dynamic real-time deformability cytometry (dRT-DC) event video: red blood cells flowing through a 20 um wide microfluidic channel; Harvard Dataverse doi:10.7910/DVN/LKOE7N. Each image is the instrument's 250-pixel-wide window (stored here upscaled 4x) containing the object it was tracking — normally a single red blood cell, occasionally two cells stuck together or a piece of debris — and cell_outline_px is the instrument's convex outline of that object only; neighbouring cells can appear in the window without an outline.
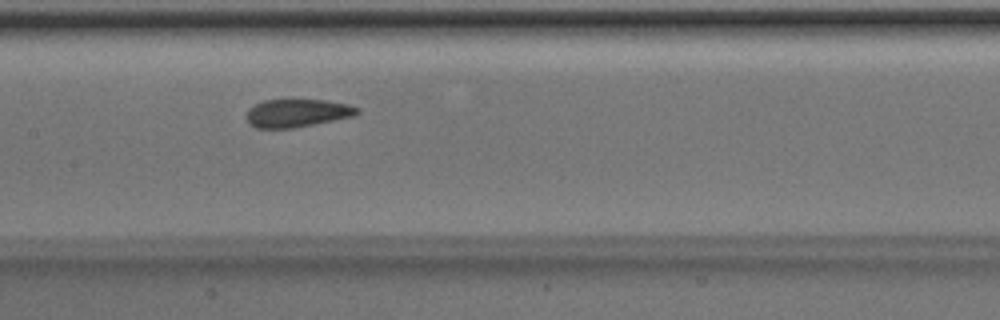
{"species": "Egyptian fruit bat (a non-hibernating species)", "species_latin": "Rousettus aegyptiacus", "temperature_condition": "room temperature", "stored_images_in_passage": 44, "camera_frame_rate_fps": 3000, "um_per_image_px": 0.085, "animal": {"sex": "male"}, "frame": {"image": 1, "passage_image": 18, "time_ms": 5.667, "image_size_px": [1000, 320], "cell_outline_px": [[360, 112], [352, 116], [292, 128], [256, 128], [248, 124], [248, 108], [264, 100], [288, 96], [328, 100], [348, 104], [360, 108]], "centroid_in_image_um": [25.24, 9.54], "position_along_channel_um": 182.2, "area_um2": 18.79}}
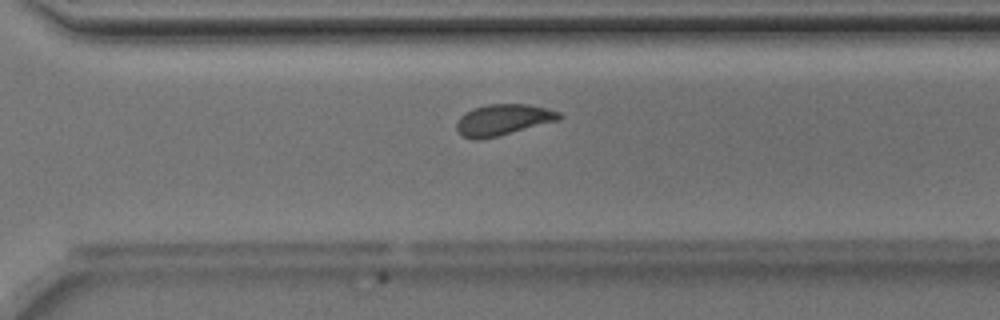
{"frame": {"image": 2, "passage_image": 29, "time_ms": 9.333, "image_size_px": [1000, 320], "cell_outline_px": [[564, 116], [560, 120], [500, 136], [480, 140], [472, 140], [460, 136], [456, 128], [456, 120], [464, 112], [472, 108], [488, 104], [528, 104], [548, 108], [560, 112]], "centroid_in_image_um": [42.74, 10.19], "position_along_channel_um": 327.9, "area_um2": 19.19}}
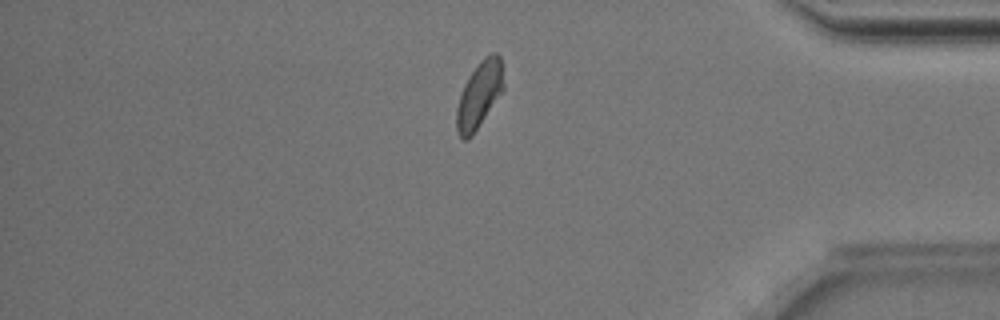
{"frame": {"image": 3, "passage_image": 36, "time_ms": 11.667, "image_size_px": [1000, 320], "cell_outline_px": [[504, 92], [472, 136], [468, 140], [464, 140], [456, 132], [456, 108], [464, 84], [468, 76], [480, 60], [484, 56], [492, 52], [496, 52], [500, 56], [504, 84]], "centroid_in_image_um": [40.75, 8.07], "position_along_channel_um": 394.4, "area_um2": 18.61}, "authors_computed_cell_mechanics": {"area_um2": 18.785, "velocity_mm_per_s": 3.9832, "shape_relaxation_time_tau1_ms": 6.3461, "shape_relaxation_time_tau2_ms": 1.0523, "deformation_change_tau1": 0.1125, "deformation_change_tau2": 0.059}}